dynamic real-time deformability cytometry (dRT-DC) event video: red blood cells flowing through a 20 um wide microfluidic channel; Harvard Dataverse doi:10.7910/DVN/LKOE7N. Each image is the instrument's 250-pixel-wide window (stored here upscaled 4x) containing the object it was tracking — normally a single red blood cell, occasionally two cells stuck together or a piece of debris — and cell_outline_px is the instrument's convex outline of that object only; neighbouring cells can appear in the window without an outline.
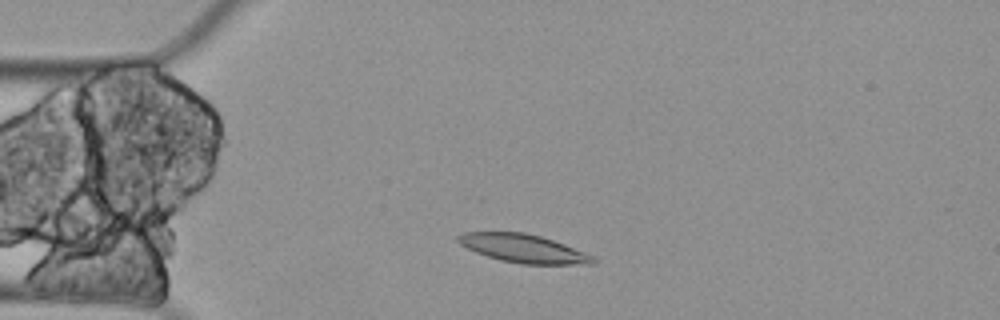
{"species": "Egyptian fruit bat (a non-hibernating species)", "species_latin": "Rousettus aegyptiacus", "temperature_condition": "cold", "stored_images_in_passage": 3, "camera_frame_rate_fps": 3000, "um_per_image_px": 0.085, "animal": {"sex": "female"}, "frame": {"image": 1, "passage_image": 2, "time_ms": 0.333, "image_size_px": [1000, 320], "cell_outline_px": [[596, 264], [520, 264], [500, 260], [476, 252], [460, 244], [456, 240], [456, 236], [464, 232], [524, 232], [540, 236], [564, 244], [584, 252], [592, 256], [596, 260]], "centroid_in_image_um": [44.47, 21.12], "position_along_channel_um": 40.5, "area_um2": 22.14}}